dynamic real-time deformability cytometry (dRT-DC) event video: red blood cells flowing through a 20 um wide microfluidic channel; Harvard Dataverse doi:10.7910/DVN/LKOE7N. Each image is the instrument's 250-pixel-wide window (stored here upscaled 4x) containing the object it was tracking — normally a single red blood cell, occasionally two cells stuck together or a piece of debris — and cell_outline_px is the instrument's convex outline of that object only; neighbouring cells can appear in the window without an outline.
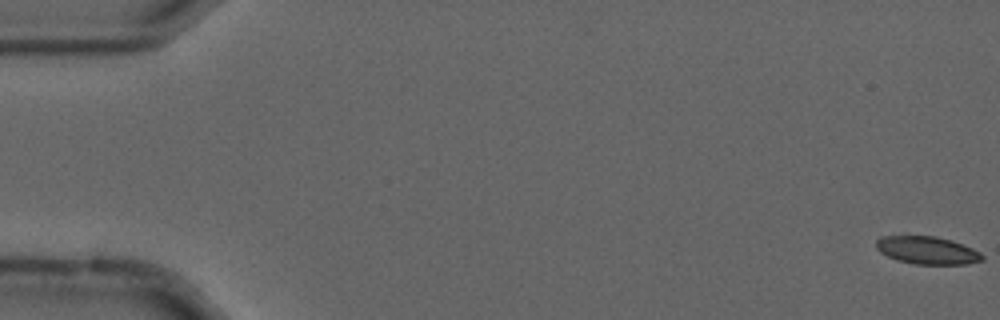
{"species": "common noctule bat (a hibernating species)", "species_latin": "Nyctalus noctula", "temperature_condition": "cold", "stored_images_in_passage": 56, "camera_frame_rate_fps": 3000, "um_per_image_px": 0.085, "animal": {"sex": "male", "forearm_length_mm": 52.5}, "frame": {"image": 1, "passage_image": 1, "time_ms": 0.0, "image_size_px": [1000, 320], "cell_outline_px": [[984, 260], [968, 264], [916, 264], [896, 260], [880, 252], [876, 248], [876, 240], [880, 236], [936, 236], [952, 240], [972, 248], [980, 252], [984, 256]], "centroid_in_image_um": [78.82, 21.27], "position_along_channel_um": 6.2, "area_um2": 17.22}}
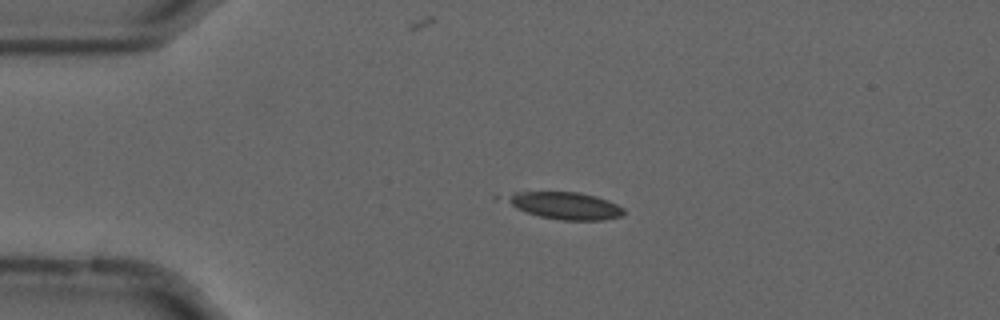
{"frame": {"image": 2, "passage_image": 13, "time_ms": 4.0, "image_size_px": [1000, 320], "cell_outline_px": [[624, 216], [604, 220], [560, 220], [540, 216], [516, 208], [504, 196], [512, 192], [580, 192], [596, 196], [608, 200], [624, 208]], "centroid_in_image_um": [48.1, 17.48], "position_along_channel_um": 36.9, "area_um2": 18.5}}
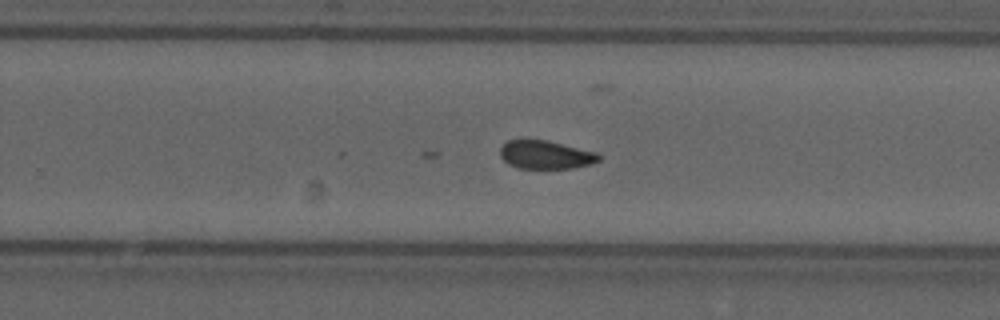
{"frame": {"image": 3, "passage_image": 36, "time_ms": 11.667, "image_size_px": [1000, 320], "cell_outline_px": [[600, 160], [592, 164], [572, 168], [520, 168], [508, 164], [500, 156], [500, 148], [508, 140], [548, 140], [596, 152], [600, 156]], "centroid_in_image_um": [46.39, 13.15], "position_along_channel_um": 283.4, "area_um2": 16.24}}